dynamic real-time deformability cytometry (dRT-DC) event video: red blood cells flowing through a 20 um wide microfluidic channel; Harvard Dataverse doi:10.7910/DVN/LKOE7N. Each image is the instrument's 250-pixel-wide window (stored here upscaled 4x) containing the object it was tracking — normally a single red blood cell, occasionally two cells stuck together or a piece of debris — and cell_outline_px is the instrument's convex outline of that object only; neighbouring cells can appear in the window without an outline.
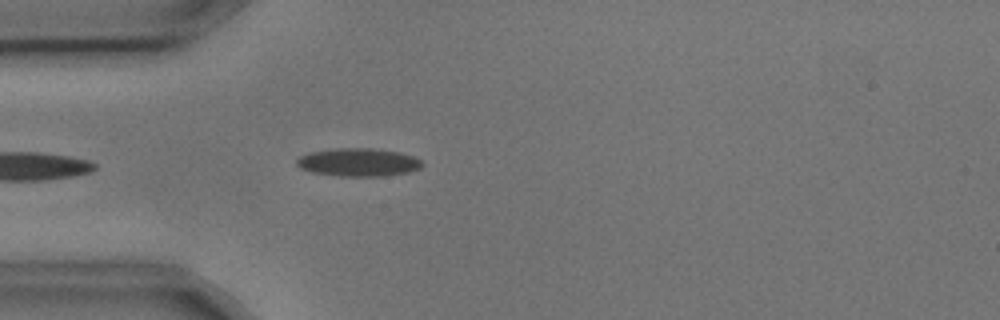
{"species": "common noctule bat (a hibernating species)", "species_latin": "Nyctalus noctula", "temperature_condition": "cold", "stored_images_in_passage": 4, "camera_frame_rate_fps": 3000, "um_per_image_px": 0.085, "animal": {"sex": "male", "body_mass_g": 17.9, "forearm_length_mm": 54.2}, "frame": {"image": 1, "passage_image": 4, "time_ms": 1.0, "image_size_px": [1000, 320], "cell_outline_px": [[424, 164], [420, 168], [408, 172], [384, 176], [340, 176], [312, 172], [300, 168], [296, 164], [296, 160], [300, 156], [312, 152], [336, 148], [372, 148], [400, 152], [412, 156], [420, 160]], "centroid_in_image_um": [30.47, 13.79], "position_along_channel_um": 54.5, "area_um2": 20.46}}